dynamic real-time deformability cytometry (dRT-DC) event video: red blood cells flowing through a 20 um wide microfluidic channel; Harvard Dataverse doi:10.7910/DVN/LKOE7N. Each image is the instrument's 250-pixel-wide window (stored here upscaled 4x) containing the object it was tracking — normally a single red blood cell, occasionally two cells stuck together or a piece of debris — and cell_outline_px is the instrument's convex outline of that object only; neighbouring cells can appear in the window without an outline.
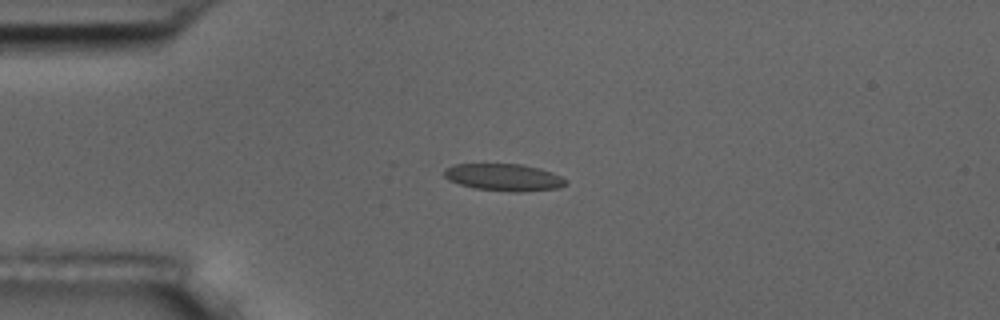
{"species": "common noctule bat (a hibernating species)", "species_latin": "Nyctalus noctula", "temperature_condition": "room temperature", "stored_images_in_passage": 1, "camera_frame_rate_fps": 3000, "um_per_image_px": 0.085, "animal": {"sex": "male", "body_mass_g": 17.5, "forearm_length_mm": 52.3}, "frame": {"image": 1, "passage_image": 1, "time_ms": 0.0, "image_size_px": [1000, 320], "cell_outline_px": [[568, 184], [560, 188], [520, 192], [512, 192], [476, 188], [460, 184], [448, 180], [444, 176], [444, 168], [456, 164], [520, 164], [540, 168], [552, 172], [568, 180]], "centroid_in_image_um": [42.87, 15.07], "position_along_channel_um": 42.1, "area_um2": 19.31}}